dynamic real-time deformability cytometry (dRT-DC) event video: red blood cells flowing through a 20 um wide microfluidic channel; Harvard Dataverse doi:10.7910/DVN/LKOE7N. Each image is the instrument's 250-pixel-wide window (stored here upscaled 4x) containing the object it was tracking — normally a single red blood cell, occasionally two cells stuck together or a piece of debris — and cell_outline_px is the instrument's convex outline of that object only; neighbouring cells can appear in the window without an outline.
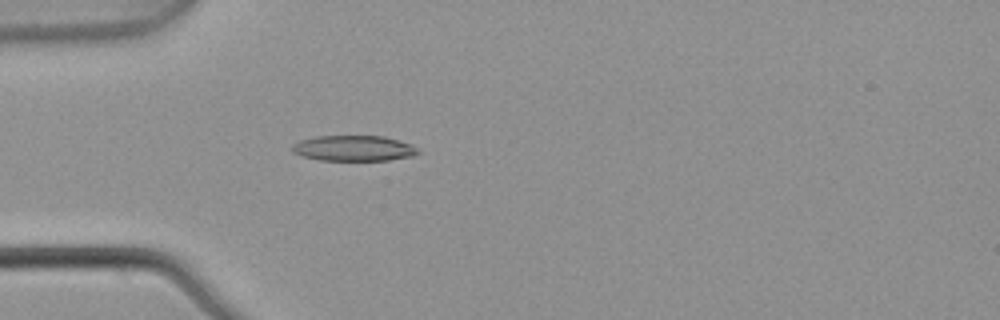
{"species": "common noctule bat (a hibernating species)", "species_latin": "Nyctalus noctula", "temperature_condition": "warm", "stored_images_in_passage": 4, "camera_frame_rate_fps": 3000, "um_per_image_px": 0.085, "animal": {"sex": "male", "body_mass_g": 21.5, "forearm_length_mm": 52.0}, "frame": {"image": 1, "passage_image": 4, "time_ms": 1.0, "image_size_px": [1000, 320], "cell_outline_px": [[420, 152], [412, 156], [388, 160], [320, 160], [304, 156], [292, 152], [292, 144], [300, 140], [316, 136], [384, 136], [412, 144]], "centroid_in_image_um": [30.06, 12.59], "position_along_channel_um": 54.9, "area_um2": 18.67}}